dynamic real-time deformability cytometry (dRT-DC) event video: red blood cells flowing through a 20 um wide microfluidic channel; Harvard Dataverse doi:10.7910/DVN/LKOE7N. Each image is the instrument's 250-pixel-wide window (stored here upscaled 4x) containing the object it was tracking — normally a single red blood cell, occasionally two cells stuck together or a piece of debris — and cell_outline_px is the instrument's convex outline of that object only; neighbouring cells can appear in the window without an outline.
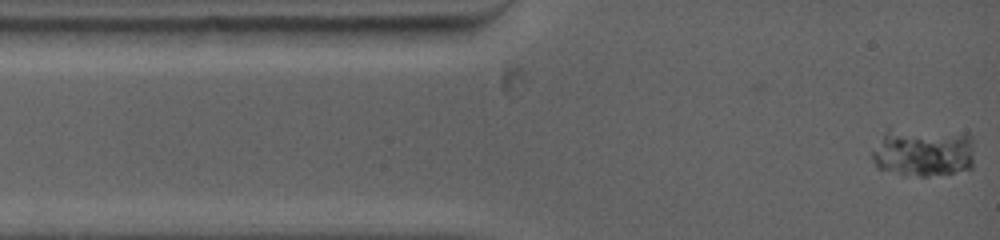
{"species": "common noctule bat (a hibernating species)", "species_latin": "Nyctalus noctula", "temperature_condition": "warm", "stored_images_in_passage": 17, "segment_of_instrument_passage": [1, 2], "camera_frame_rate_fps": 5000, "um_per_image_px": 0.085, "animal": {"sex": "female", "body_mass_g": 19.0, "forearm_length_mm": 53.3}, "frame": {"image": 1, "passage_image": 1, "time_ms": 0.0, "image_size_px": [1000, 240], "cell_outline_px": [[972, 168], [952, 172], [928, 176], [904, 176], [876, 168], [872, 160], [872, 152], [888, 124], [968, 132], [972, 136]], "centroid_in_image_um": [78.42, 12.84], "position_along_channel_um": 6.6, "area_um2": 30.98}}